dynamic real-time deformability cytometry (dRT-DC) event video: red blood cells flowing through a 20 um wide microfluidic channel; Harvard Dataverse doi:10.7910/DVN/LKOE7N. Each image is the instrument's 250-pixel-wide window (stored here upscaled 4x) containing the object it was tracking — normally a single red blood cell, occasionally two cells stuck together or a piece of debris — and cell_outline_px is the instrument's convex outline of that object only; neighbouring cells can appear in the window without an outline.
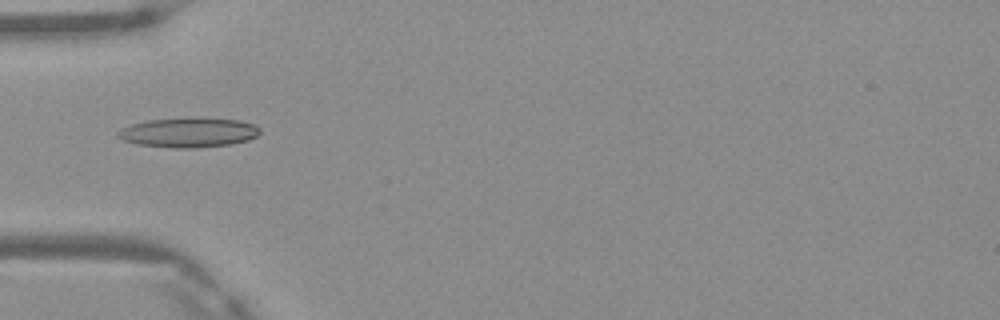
{"species": "Egyptian fruit bat (a non-hibernating species)", "species_latin": "Rousettus aegyptiacus", "temperature_condition": "warm", "stored_images_in_passage": 2, "camera_frame_rate_fps": 3000, "um_per_image_px": 0.085, "frame": {"image": 1, "passage_image": 2, "time_ms": 0.333, "image_size_px": [1000, 320], "cell_outline_px": [[260, 132], [256, 136], [248, 140], [232, 144], [196, 148], [172, 148], [136, 144], [124, 140], [116, 136], [116, 132], [120, 128], [132, 124], [148, 120], [240, 120], [256, 124], [260, 128]], "centroid_in_image_um": [16.02, 11.31], "position_along_channel_um": 69.0, "area_um2": 23.87}}